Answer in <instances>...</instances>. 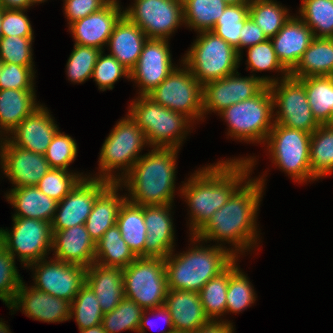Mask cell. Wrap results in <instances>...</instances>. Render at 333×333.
<instances>
[{"label": "cell", "mask_w": 333, "mask_h": 333, "mask_svg": "<svg viewBox=\"0 0 333 333\" xmlns=\"http://www.w3.org/2000/svg\"><path fill=\"white\" fill-rule=\"evenodd\" d=\"M254 158L220 161L200 169L180 189L191 211L190 230L195 236L244 183Z\"/></svg>", "instance_id": "obj_1"}, {"label": "cell", "mask_w": 333, "mask_h": 333, "mask_svg": "<svg viewBox=\"0 0 333 333\" xmlns=\"http://www.w3.org/2000/svg\"><path fill=\"white\" fill-rule=\"evenodd\" d=\"M261 179V180H260ZM247 179L215 211L207 224L195 235L192 241H226L235 245L232 254L237 258L238 251L243 252L257 244L256 215L262 197L264 179ZM237 250V251H236Z\"/></svg>", "instance_id": "obj_2"}, {"label": "cell", "mask_w": 333, "mask_h": 333, "mask_svg": "<svg viewBox=\"0 0 333 333\" xmlns=\"http://www.w3.org/2000/svg\"><path fill=\"white\" fill-rule=\"evenodd\" d=\"M177 153L175 148H153L141 156L119 181L131 195L126 199L141 206L172 204Z\"/></svg>", "instance_id": "obj_3"}, {"label": "cell", "mask_w": 333, "mask_h": 333, "mask_svg": "<svg viewBox=\"0 0 333 333\" xmlns=\"http://www.w3.org/2000/svg\"><path fill=\"white\" fill-rule=\"evenodd\" d=\"M164 259L168 289L186 290L199 293L212 278L220 275L236 259L232 249L221 245L203 247L194 246L188 252L172 255Z\"/></svg>", "instance_id": "obj_4"}, {"label": "cell", "mask_w": 333, "mask_h": 333, "mask_svg": "<svg viewBox=\"0 0 333 333\" xmlns=\"http://www.w3.org/2000/svg\"><path fill=\"white\" fill-rule=\"evenodd\" d=\"M138 98L131 103L128 114L144 132L147 143L154 148L179 150L191 120L161 106L148 95Z\"/></svg>", "instance_id": "obj_5"}, {"label": "cell", "mask_w": 333, "mask_h": 333, "mask_svg": "<svg viewBox=\"0 0 333 333\" xmlns=\"http://www.w3.org/2000/svg\"><path fill=\"white\" fill-rule=\"evenodd\" d=\"M182 63L202 85L235 73L241 57L212 31H201ZM236 70V71H235Z\"/></svg>", "instance_id": "obj_6"}, {"label": "cell", "mask_w": 333, "mask_h": 333, "mask_svg": "<svg viewBox=\"0 0 333 333\" xmlns=\"http://www.w3.org/2000/svg\"><path fill=\"white\" fill-rule=\"evenodd\" d=\"M121 119L111 130V133L103 143L99 168L100 174L97 177L110 182H119L134 166L141 157L139 153L147 143L144 132L139 128L136 122L129 116ZM124 170L122 177L112 175L114 169Z\"/></svg>", "instance_id": "obj_7"}, {"label": "cell", "mask_w": 333, "mask_h": 333, "mask_svg": "<svg viewBox=\"0 0 333 333\" xmlns=\"http://www.w3.org/2000/svg\"><path fill=\"white\" fill-rule=\"evenodd\" d=\"M273 98L269 86L256 96L232 104L219 114L226 119L231 137L248 142H265L274 122Z\"/></svg>", "instance_id": "obj_8"}, {"label": "cell", "mask_w": 333, "mask_h": 333, "mask_svg": "<svg viewBox=\"0 0 333 333\" xmlns=\"http://www.w3.org/2000/svg\"><path fill=\"white\" fill-rule=\"evenodd\" d=\"M124 294L145 309L163 306L168 282L163 258L137 257L123 269Z\"/></svg>", "instance_id": "obj_9"}, {"label": "cell", "mask_w": 333, "mask_h": 333, "mask_svg": "<svg viewBox=\"0 0 333 333\" xmlns=\"http://www.w3.org/2000/svg\"><path fill=\"white\" fill-rule=\"evenodd\" d=\"M310 139L311 133L275 123L266 139L275 166L299 183L315 180L310 168Z\"/></svg>", "instance_id": "obj_10"}, {"label": "cell", "mask_w": 333, "mask_h": 333, "mask_svg": "<svg viewBox=\"0 0 333 333\" xmlns=\"http://www.w3.org/2000/svg\"><path fill=\"white\" fill-rule=\"evenodd\" d=\"M12 219V231L0 229V244L14 259L17 254L25 267L44 259L52 249L51 223L31 218Z\"/></svg>", "instance_id": "obj_11"}, {"label": "cell", "mask_w": 333, "mask_h": 333, "mask_svg": "<svg viewBox=\"0 0 333 333\" xmlns=\"http://www.w3.org/2000/svg\"><path fill=\"white\" fill-rule=\"evenodd\" d=\"M183 68L175 67L148 96L161 106L185 115L191 121L200 118L202 120L203 85L186 66Z\"/></svg>", "instance_id": "obj_12"}, {"label": "cell", "mask_w": 333, "mask_h": 333, "mask_svg": "<svg viewBox=\"0 0 333 333\" xmlns=\"http://www.w3.org/2000/svg\"><path fill=\"white\" fill-rule=\"evenodd\" d=\"M282 78L269 85L273 107H279L273 122L312 134L320 124L313 116L304 84L290 75Z\"/></svg>", "instance_id": "obj_13"}, {"label": "cell", "mask_w": 333, "mask_h": 333, "mask_svg": "<svg viewBox=\"0 0 333 333\" xmlns=\"http://www.w3.org/2000/svg\"><path fill=\"white\" fill-rule=\"evenodd\" d=\"M124 15L139 26L148 39L168 40L179 24L184 23L182 0H135Z\"/></svg>", "instance_id": "obj_14"}, {"label": "cell", "mask_w": 333, "mask_h": 333, "mask_svg": "<svg viewBox=\"0 0 333 333\" xmlns=\"http://www.w3.org/2000/svg\"><path fill=\"white\" fill-rule=\"evenodd\" d=\"M238 72L219 80L210 81L203 85L202 112L216 111L220 113L232 104L239 103L256 96L266 85L277 81L276 78L239 76ZM276 79V80H275Z\"/></svg>", "instance_id": "obj_15"}, {"label": "cell", "mask_w": 333, "mask_h": 333, "mask_svg": "<svg viewBox=\"0 0 333 333\" xmlns=\"http://www.w3.org/2000/svg\"><path fill=\"white\" fill-rule=\"evenodd\" d=\"M45 260L41 259L28 266L35 268L33 287L72 302L85 284L86 268L57 259Z\"/></svg>", "instance_id": "obj_16"}, {"label": "cell", "mask_w": 333, "mask_h": 333, "mask_svg": "<svg viewBox=\"0 0 333 333\" xmlns=\"http://www.w3.org/2000/svg\"><path fill=\"white\" fill-rule=\"evenodd\" d=\"M88 178L89 176L82 178L70 193L57 203L56 213L51 222L52 231L85 224L94 201L111 183L100 178Z\"/></svg>", "instance_id": "obj_17"}, {"label": "cell", "mask_w": 333, "mask_h": 333, "mask_svg": "<svg viewBox=\"0 0 333 333\" xmlns=\"http://www.w3.org/2000/svg\"><path fill=\"white\" fill-rule=\"evenodd\" d=\"M166 39H147L129 79L135 80L140 95H148L175 69Z\"/></svg>", "instance_id": "obj_18"}, {"label": "cell", "mask_w": 333, "mask_h": 333, "mask_svg": "<svg viewBox=\"0 0 333 333\" xmlns=\"http://www.w3.org/2000/svg\"><path fill=\"white\" fill-rule=\"evenodd\" d=\"M4 173L14 184V188L36 186L51 169L45 155L14 146L8 139L0 151Z\"/></svg>", "instance_id": "obj_19"}, {"label": "cell", "mask_w": 333, "mask_h": 333, "mask_svg": "<svg viewBox=\"0 0 333 333\" xmlns=\"http://www.w3.org/2000/svg\"><path fill=\"white\" fill-rule=\"evenodd\" d=\"M28 288L22 281L13 303L8 308L15 310L22 308L26 316L48 323L71 319V302L33 286Z\"/></svg>", "instance_id": "obj_20"}, {"label": "cell", "mask_w": 333, "mask_h": 333, "mask_svg": "<svg viewBox=\"0 0 333 333\" xmlns=\"http://www.w3.org/2000/svg\"><path fill=\"white\" fill-rule=\"evenodd\" d=\"M116 1H111L103 9L92 13L69 25L75 44L103 49L113 32L115 24L124 15ZM122 11V12H121Z\"/></svg>", "instance_id": "obj_21"}, {"label": "cell", "mask_w": 333, "mask_h": 333, "mask_svg": "<svg viewBox=\"0 0 333 333\" xmlns=\"http://www.w3.org/2000/svg\"><path fill=\"white\" fill-rule=\"evenodd\" d=\"M47 108L40 105L12 131L8 140L24 150L45 155L47 148L58 131Z\"/></svg>", "instance_id": "obj_22"}, {"label": "cell", "mask_w": 333, "mask_h": 333, "mask_svg": "<svg viewBox=\"0 0 333 333\" xmlns=\"http://www.w3.org/2000/svg\"><path fill=\"white\" fill-rule=\"evenodd\" d=\"M314 38L311 29L300 18L291 16L270 40L279 62L290 73Z\"/></svg>", "instance_id": "obj_23"}, {"label": "cell", "mask_w": 333, "mask_h": 333, "mask_svg": "<svg viewBox=\"0 0 333 333\" xmlns=\"http://www.w3.org/2000/svg\"><path fill=\"white\" fill-rule=\"evenodd\" d=\"M169 205L144 206V222L147 228L144 257L165 259L173 252L174 228Z\"/></svg>", "instance_id": "obj_24"}, {"label": "cell", "mask_w": 333, "mask_h": 333, "mask_svg": "<svg viewBox=\"0 0 333 333\" xmlns=\"http://www.w3.org/2000/svg\"><path fill=\"white\" fill-rule=\"evenodd\" d=\"M52 233L51 250H55V259L85 268L95 262V242L90 238L84 224Z\"/></svg>", "instance_id": "obj_25"}, {"label": "cell", "mask_w": 333, "mask_h": 333, "mask_svg": "<svg viewBox=\"0 0 333 333\" xmlns=\"http://www.w3.org/2000/svg\"><path fill=\"white\" fill-rule=\"evenodd\" d=\"M164 306L171 314L174 331L192 333L210 321L196 292L168 289Z\"/></svg>", "instance_id": "obj_26"}, {"label": "cell", "mask_w": 333, "mask_h": 333, "mask_svg": "<svg viewBox=\"0 0 333 333\" xmlns=\"http://www.w3.org/2000/svg\"><path fill=\"white\" fill-rule=\"evenodd\" d=\"M85 283L96 295L104 314L114 310L125 297L122 268L94 262L86 268Z\"/></svg>", "instance_id": "obj_27"}, {"label": "cell", "mask_w": 333, "mask_h": 333, "mask_svg": "<svg viewBox=\"0 0 333 333\" xmlns=\"http://www.w3.org/2000/svg\"><path fill=\"white\" fill-rule=\"evenodd\" d=\"M148 37L125 15L115 24L108 40L111 53L129 71L136 65Z\"/></svg>", "instance_id": "obj_28"}, {"label": "cell", "mask_w": 333, "mask_h": 333, "mask_svg": "<svg viewBox=\"0 0 333 333\" xmlns=\"http://www.w3.org/2000/svg\"><path fill=\"white\" fill-rule=\"evenodd\" d=\"M119 182H111L94 201L91 213L85 221L90 238L97 243L102 235L116 225L119 210L127 197L118 196ZM117 193V194H116Z\"/></svg>", "instance_id": "obj_29"}, {"label": "cell", "mask_w": 333, "mask_h": 333, "mask_svg": "<svg viewBox=\"0 0 333 333\" xmlns=\"http://www.w3.org/2000/svg\"><path fill=\"white\" fill-rule=\"evenodd\" d=\"M16 213L13 218H31L52 222L57 209V201L41 192L36 186L11 189L6 194Z\"/></svg>", "instance_id": "obj_30"}, {"label": "cell", "mask_w": 333, "mask_h": 333, "mask_svg": "<svg viewBox=\"0 0 333 333\" xmlns=\"http://www.w3.org/2000/svg\"><path fill=\"white\" fill-rule=\"evenodd\" d=\"M289 75L297 79L333 76V38H314Z\"/></svg>", "instance_id": "obj_31"}, {"label": "cell", "mask_w": 333, "mask_h": 333, "mask_svg": "<svg viewBox=\"0 0 333 333\" xmlns=\"http://www.w3.org/2000/svg\"><path fill=\"white\" fill-rule=\"evenodd\" d=\"M34 90H0V128L10 132L40 105Z\"/></svg>", "instance_id": "obj_32"}, {"label": "cell", "mask_w": 333, "mask_h": 333, "mask_svg": "<svg viewBox=\"0 0 333 333\" xmlns=\"http://www.w3.org/2000/svg\"><path fill=\"white\" fill-rule=\"evenodd\" d=\"M116 225L121 237L137 257H144L147 228L144 222V206L127 199L123 202Z\"/></svg>", "instance_id": "obj_33"}, {"label": "cell", "mask_w": 333, "mask_h": 333, "mask_svg": "<svg viewBox=\"0 0 333 333\" xmlns=\"http://www.w3.org/2000/svg\"><path fill=\"white\" fill-rule=\"evenodd\" d=\"M136 258L117 225L110 227L95 243V262L100 265L124 269Z\"/></svg>", "instance_id": "obj_34"}, {"label": "cell", "mask_w": 333, "mask_h": 333, "mask_svg": "<svg viewBox=\"0 0 333 333\" xmlns=\"http://www.w3.org/2000/svg\"><path fill=\"white\" fill-rule=\"evenodd\" d=\"M304 84L313 116L320 125L328 124L333 116V76L299 78Z\"/></svg>", "instance_id": "obj_35"}, {"label": "cell", "mask_w": 333, "mask_h": 333, "mask_svg": "<svg viewBox=\"0 0 333 333\" xmlns=\"http://www.w3.org/2000/svg\"><path fill=\"white\" fill-rule=\"evenodd\" d=\"M310 168L316 180L333 172V128L320 125L310 139Z\"/></svg>", "instance_id": "obj_36"}, {"label": "cell", "mask_w": 333, "mask_h": 333, "mask_svg": "<svg viewBox=\"0 0 333 333\" xmlns=\"http://www.w3.org/2000/svg\"><path fill=\"white\" fill-rule=\"evenodd\" d=\"M184 23L197 32L211 31L228 5L224 0H182Z\"/></svg>", "instance_id": "obj_37"}, {"label": "cell", "mask_w": 333, "mask_h": 333, "mask_svg": "<svg viewBox=\"0 0 333 333\" xmlns=\"http://www.w3.org/2000/svg\"><path fill=\"white\" fill-rule=\"evenodd\" d=\"M299 11L315 38H333V0H302Z\"/></svg>", "instance_id": "obj_38"}, {"label": "cell", "mask_w": 333, "mask_h": 333, "mask_svg": "<svg viewBox=\"0 0 333 333\" xmlns=\"http://www.w3.org/2000/svg\"><path fill=\"white\" fill-rule=\"evenodd\" d=\"M288 11L273 0H250L249 16L268 39L275 36L291 17Z\"/></svg>", "instance_id": "obj_39"}, {"label": "cell", "mask_w": 333, "mask_h": 333, "mask_svg": "<svg viewBox=\"0 0 333 333\" xmlns=\"http://www.w3.org/2000/svg\"><path fill=\"white\" fill-rule=\"evenodd\" d=\"M143 311L136 302L124 297L114 310L103 315V328L106 333H119L123 330L138 333Z\"/></svg>", "instance_id": "obj_40"}, {"label": "cell", "mask_w": 333, "mask_h": 333, "mask_svg": "<svg viewBox=\"0 0 333 333\" xmlns=\"http://www.w3.org/2000/svg\"><path fill=\"white\" fill-rule=\"evenodd\" d=\"M249 14V3L228 4L211 30L217 36L233 46L239 54V40L241 29L244 27L245 17Z\"/></svg>", "instance_id": "obj_41"}, {"label": "cell", "mask_w": 333, "mask_h": 333, "mask_svg": "<svg viewBox=\"0 0 333 333\" xmlns=\"http://www.w3.org/2000/svg\"><path fill=\"white\" fill-rule=\"evenodd\" d=\"M229 283V267L220 275L210 279L199 291V296L209 320H218L226 312V295Z\"/></svg>", "instance_id": "obj_42"}, {"label": "cell", "mask_w": 333, "mask_h": 333, "mask_svg": "<svg viewBox=\"0 0 333 333\" xmlns=\"http://www.w3.org/2000/svg\"><path fill=\"white\" fill-rule=\"evenodd\" d=\"M235 260L229 266L226 312L238 313L254 303L255 292L248 277L240 271Z\"/></svg>", "instance_id": "obj_43"}, {"label": "cell", "mask_w": 333, "mask_h": 333, "mask_svg": "<svg viewBox=\"0 0 333 333\" xmlns=\"http://www.w3.org/2000/svg\"><path fill=\"white\" fill-rule=\"evenodd\" d=\"M101 305L92 289L85 283L71 302V318L75 317L79 330L102 324Z\"/></svg>", "instance_id": "obj_44"}, {"label": "cell", "mask_w": 333, "mask_h": 333, "mask_svg": "<svg viewBox=\"0 0 333 333\" xmlns=\"http://www.w3.org/2000/svg\"><path fill=\"white\" fill-rule=\"evenodd\" d=\"M85 178L81 174L70 173L68 170L51 168L39 181L36 187L57 202L67 196L76 184Z\"/></svg>", "instance_id": "obj_45"}, {"label": "cell", "mask_w": 333, "mask_h": 333, "mask_svg": "<svg viewBox=\"0 0 333 333\" xmlns=\"http://www.w3.org/2000/svg\"><path fill=\"white\" fill-rule=\"evenodd\" d=\"M100 53V49L74 44V50L66 65L69 80L74 83H82L91 78Z\"/></svg>", "instance_id": "obj_46"}, {"label": "cell", "mask_w": 333, "mask_h": 333, "mask_svg": "<svg viewBox=\"0 0 333 333\" xmlns=\"http://www.w3.org/2000/svg\"><path fill=\"white\" fill-rule=\"evenodd\" d=\"M33 37L9 36L0 39V60L20 66L33 67Z\"/></svg>", "instance_id": "obj_47"}, {"label": "cell", "mask_w": 333, "mask_h": 333, "mask_svg": "<svg viewBox=\"0 0 333 333\" xmlns=\"http://www.w3.org/2000/svg\"><path fill=\"white\" fill-rule=\"evenodd\" d=\"M14 257L0 244V299L9 307L23 281Z\"/></svg>", "instance_id": "obj_48"}, {"label": "cell", "mask_w": 333, "mask_h": 333, "mask_svg": "<svg viewBox=\"0 0 333 333\" xmlns=\"http://www.w3.org/2000/svg\"><path fill=\"white\" fill-rule=\"evenodd\" d=\"M76 155L77 144L75 140L58 130L47 148L45 159L51 168L67 170Z\"/></svg>", "instance_id": "obj_49"}, {"label": "cell", "mask_w": 333, "mask_h": 333, "mask_svg": "<svg viewBox=\"0 0 333 333\" xmlns=\"http://www.w3.org/2000/svg\"><path fill=\"white\" fill-rule=\"evenodd\" d=\"M103 51L99 54L93 69L92 77L96 81L100 91L113 89L114 83L121 77L130 76V71L123 66L115 57L111 55H103Z\"/></svg>", "instance_id": "obj_50"}, {"label": "cell", "mask_w": 333, "mask_h": 333, "mask_svg": "<svg viewBox=\"0 0 333 333\" xmlns=\"http://www.w3.org/2000/svg\"><path fill=\"white\" fill-rule=\"evenodd\" d=\"M247 65L252 71L279 70L284 73V77L289 76V72L279 62L270 39L248 47Z\"/></svg>", "instance_id": "obj_51"}, {"label": "cell", "mask_w": 333, "mask_h": 333, "mask_svg": "<svg viewBox=\"0 0 333 333\" xmlns=\"http://www.w3.org/2000/svg\"><path fill=\"white\" fill-rule=\"evenodd\" d=\"M33 77H35L33 67L3 63L0 71V90H34Z\"/></svg>", "instance_id": "obj_52"}, {"label": "cell", "mask_w": 333, "mask_h": 333, "mask_svg": "<svg viewBox=\"0 0 333 333\" xmlns=\"http://www.w3.org/2000/svg\"><path fill=\"white\" fill-rule=\"evenodd\" d=\"M23 12L25 10L2 8V37H33L30 21Z\"/></svg>", "instance_id": "obj_53"}, {"label": "cell", "mask_w": 333, "mask_h": 333, "mask_svg": "<svg viewBox=\"0 0 333 333\" xmlns=\"http://www.w3.org/2000/svg\"><path fill=\"white\" fill-rule=\"evenodd\" d=\"M116 0H65L64 11L69 25L106 7Z\"/></svg>", "instance_id": "obj_54"}, {"label": "cell", "mask_w": 333, "mask_h": 333, "mask_svg": "<svg viewBox=\"0 0 333 333\" xmlns=\"http://www.w3.org/2000/svg\"><path fill=\"white\" fill-rule=\"evenodd\" d=\"M240 32L239 56H241V48H248L268 39L261 28L250 18L249 14L245 17L244 27Z\"/></svg>", "instance_id": "obj_55"}, {"label": "cell", "mask_w": 333, "mask_h": 333, "mask_svg": "<svg viewBox=\"0 0 333 333\" xmlns=\"http://www.w3.org/2000/svg\"><path fill=\"white\" fill-rule=\"evenodd\" d=\"M148 310H150L153 315L154 314H158L160 315L161 317L163 316L164 318V322L167 324L168 328L166 331L163 330L161 331L162 333H171L174 331V327H173V322H172V317H171V314L170 312L167 310V308L163 305V306H160V307H156L154 309H145L143 311V314H142V318H141V322H140V326H139V330H138V333H144L145 332V328H146V325L149 326V327H152L155 326L157 323L154 322L153 320H149L147 319L146 315L148 313ZM156 311L157 313H155L154 311ZM156 323V324H155ZM155 324V325H154Z\"/></svg>", "instance_id": "obj_56"}, {"label": "cell", "mask_w": 333, "mask_h": 333, "mask_svg": "<svg viewBox=\"0 0 333 333\" xmlns=\"http://www.w3.org/2000/svg\"><path fill=\"white\" fill-rule=\"evenodd\" d=\"M233 325L228 321L210 320L192 333H233Z\"/></svg>", "instance_id": "obj_57"}, {"label": "cell", "mask_w": 333, "mask_h": 333, "mask_svg": "<svg viewBox=\"0 0 333 333\" xmlns=\"http://www.w3.org/2000/svg\"><path fill=\"white\" fill-rule=\"evenodd\" d=\"M34 5L31 0H0V7L7 9L26 10Z\"/></svg>", "instance_id": "obj_58"}, {"label": "cell", "mask_w": 333, "mask_h": 333, "mask_svg": "<svg viewBox=\"0 0 333 333\" xmlns=\"http://www.w3.org/2000/svg\"><path fill=\"white\" fill-rule=\"evenodd\" d=\"M79 331H80V333H106L102 324L94 326V327H89V328H86V329H82V330H79Z\"/></svg>", "instance_id": "obj_59"}, {"label": "cell", "mask_w": 333, "mask_h": 333, "mask_svg": "<svg viewBox=\"0 0 333 333\" xmlns=\"http://www.w3.org/2000/svg\"><path fill=\"white\" fill-rule=\"evenodd\" d=\"M227 4H243L249 3L250 0H224Z\"/></svg>", "instance_id": "obj_60"}, {"label": "cell", "mask_w": 333, "mask_h": 333, "mask_svg": "<svg viewBox=\"0 0 333 333\" xmlns=\"http://www.w3.org/2000/svg\"><path fill=\"white\" fill-rule=\"evenodd\" d=\"M1 21H2V8L0 7V39L2 38Z\"/></svg>", "instance_id": "obj_61"}, {"label": "cell", "mask_w": 333, "mask_h": 333, "mask_svg": "<svg viewBox=\"0 0 333 333\" xmlns=\"http://www.w3.org/2000/svg\"><path fill=\"white\" fill-rule=\"evenodd\" d=\"M1 133H2V130L0 131ZM4 140V141H3ZM5 140H7V136H6V138L5 139H3L2 138V140L0 141L1 143H0V150L2 151V148L4 147V145H5Z\"/></svg>", "instance_id": "obj_62"}, {"label": "cell", "mask_w": 333, "mask_h": 333, "mask_svg": "<svg viewBox=\"0 0 333 333\" xmlns=\"http://www.w3.org/2000/svg\"><path fill=\"white\" fill-rule=\"evenodd\" d=\"M31 1H32V3L35 4V3H40V2L42 3V2H44L45 0H31Z\"/></svg>", "instance_id": "obj_63"}, {"label": "cell", "mask_w": 333, "mask_h": 333, "mask_svg": "<svg viewBox=\"0 0 333 333\" xmlns=\"http://www.w3.org/2000/svg\"><path fill=\"white\" fill-rule=\"evenodd\" d=\"M328 125H329L330 127H332V128H333V116H332V118H331L330 122L328 123Z\"/></svg>", "instance_id": "obj_64"}, {"label": "cell", "mask_w": 333, "mask_h": 333, "mask_svg": "<svg viewBox=\"0 0 333 333\" xmlns=\"http://www.w3.org/2000/svg\"><path fill=\"white\" fill-rule=\"evenodd\" d=\"M171 333H188V332L173 331Z\"/></svg>", "instance_id": "obj_65"}, {"label": "cell", "mask_w": 333, "mask_h": 333, "mask_svg": "<svg viewBox=\"0 0 333 333\" xmlns=\"http://www.w3.org/2000/svg\"><path fill=\"white\" fill-rule=\"evenodd\" d=\"M2 65H3V62L0 60V71H1Z\"/></svg>", "instance_id": "obj_66"}]
</instances>
